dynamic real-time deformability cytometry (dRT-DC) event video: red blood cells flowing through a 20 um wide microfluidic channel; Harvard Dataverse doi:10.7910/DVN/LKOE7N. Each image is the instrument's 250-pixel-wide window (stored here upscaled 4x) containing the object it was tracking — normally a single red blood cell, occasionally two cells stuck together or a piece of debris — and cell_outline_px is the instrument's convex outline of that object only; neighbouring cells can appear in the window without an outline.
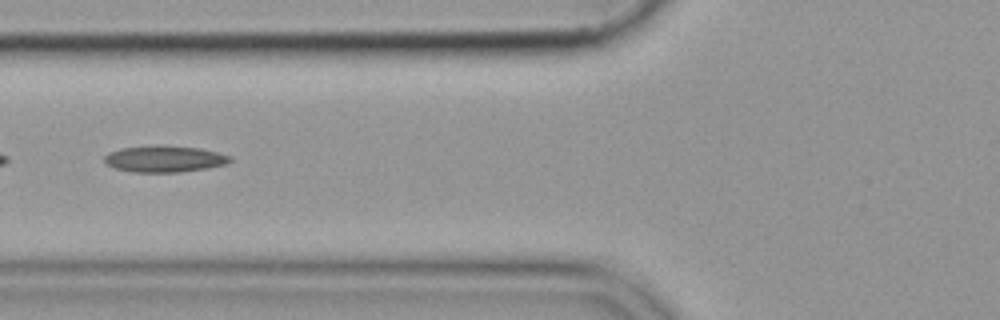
{"species": "common noctule bat (a hibernating species)", "species_latin": "Nyctalus noctula", "temperature_condition": "cold", "stored_images_in_passage": 48, "segment_of_instrument_passage": [2, 2], "camera_frame_rate_fps": 3000, "um_per_image_px": 0.085, "animal": {"sex": "female", "body_mass_g": 19.9}, "frame": {"image": 1, "passage_image": 15, "time_ms": 4.667, "image_size_px": [1000, 320], "cell_outline_px": [[232, 160], [228, 164], [208, 168], [180, 172], [132, 172], [116, 168], [108, 164], [104, 160], [104, 156], [108, 152], [120, 148], [200, 148], [232, 156]], "centroid_in_image_um": [14.03, 13.56], "position_along_channel_um": 111.8, "area_um2": 18.5}}
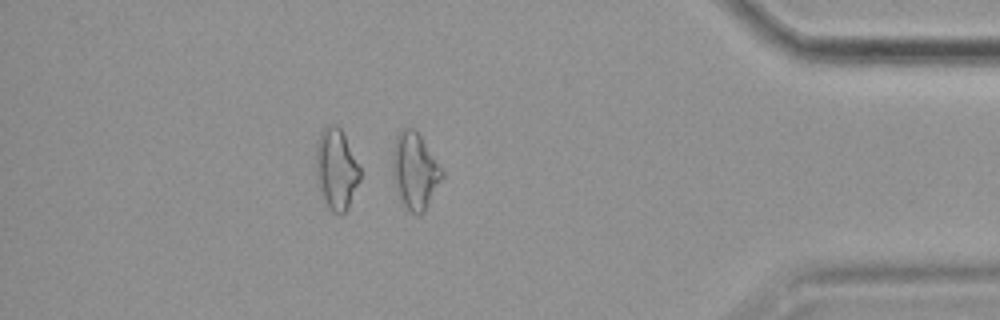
{"frame": {"image": 2, "passage_image": 41, "time_ms": 13.333, "image_size_px": [1000, 320], "cell_outline_px": [[444, 176], [424, 212], [420, 216], [416, 216], [404, 204], [400, 192], [392, 164], [392, 160], [396, 136], [404, 128], [412, 128], [420, 136], [444, 172]], "centroid_in_image_um": [35.31, 14.53], "position_along_channel_um": 399.9, "area_um2": 21.04}}